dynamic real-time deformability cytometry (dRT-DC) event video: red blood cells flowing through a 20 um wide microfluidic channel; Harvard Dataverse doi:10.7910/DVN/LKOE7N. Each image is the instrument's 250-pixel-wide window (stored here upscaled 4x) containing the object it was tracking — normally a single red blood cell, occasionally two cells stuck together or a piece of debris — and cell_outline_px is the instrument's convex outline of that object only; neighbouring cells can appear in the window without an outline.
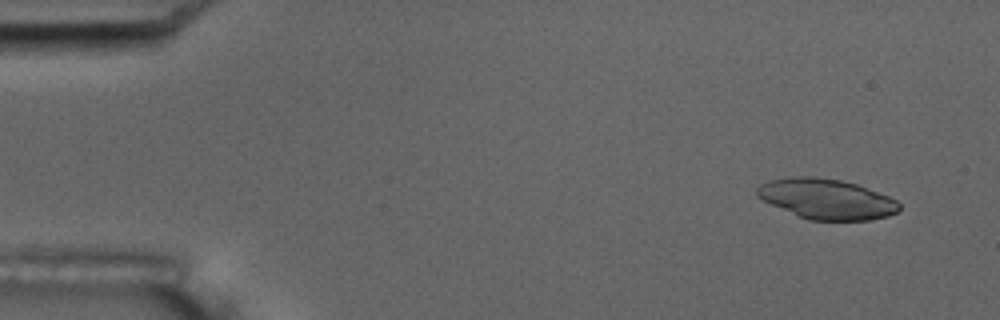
{"species": "common noctule bat (a hibernating species)", "species_latin": "Nyctalus noctula", "temperature_condition": "room temperature", "stored_images_in_passage": 10, "camera_frame_rate_fps": 3000, "um_per_image_px": 0.085, "animal": {"sex": "male", "body_mass_g": 17.5, "forearm_length_mm": 52.3}, "frame": {"image": 1, "passage_image": 2, "time_ms": 1.0, "image_size_px": [1000, 320], "cell_outline_px": [[900, 208], [896, 212], [888, 216], [868, 220], [808, 220], [772, 204], [756, 196], [756, 188], [760, 184], [768, 180], [792, 176], [816, 176], [840, 180], [856, 184], [888, 196], [896, 200], [900, 204]], "centroid_in_image_um": [70.24, 16.9], "position_along_channel_um": 14.8, "area_um2": 33.18}}